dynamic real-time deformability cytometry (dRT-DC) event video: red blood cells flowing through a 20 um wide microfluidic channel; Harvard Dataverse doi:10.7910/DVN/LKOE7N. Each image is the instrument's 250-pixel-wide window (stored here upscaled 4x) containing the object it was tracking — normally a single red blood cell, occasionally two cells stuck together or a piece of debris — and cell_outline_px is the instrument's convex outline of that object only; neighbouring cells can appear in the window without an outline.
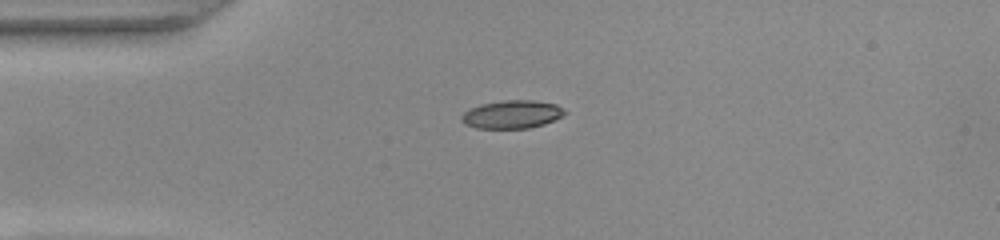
{"species": "common noctule bat (a hibernating species)", "species_latin": "Nyctalus noctula", "temperature_condition": "warm", "stored_images_in_passage": 33, "camera_frame_rate_fps": 3000, "um_per_image_px": 0.085, "animal": {"sex": "female", "body_mass_g": 22.0, "forearm_length_mm": 56.7}, "frame": {"image": 1, "passage_image": 1, "time_ms": 0.0, "image_size_px": [1000, 240], "cell_outline_px": [[568, 112], [544, 124], [528, 128], [476, 128], [464, 124], [460, 120], [460, 116], [464, 112], [480, 104], [504, 100], [532, 100], [556, 104]], "centroid_in_image_um": [43.48, 9.72], "position_along_channel_um": 41.5, "area_um2": 16.82}}
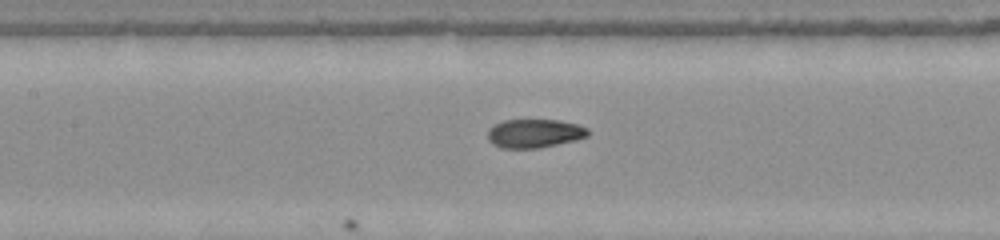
{"frame": {"image": 2, "passage_image": 12, "time_ms": 3.667, "image_size_px": [1000, 240], "cell_outline_px": [[588, 136], [576, 140], [540, 148], [500, 148], [492, 144], [488, 140], [488, 128], [504, 120], [556, 120], [576, 124], [588, 128]], "centroid_in_image_um": [45.41, 11.35], "position_along_channel_um": 162.0, "area_um2": 16.76}}
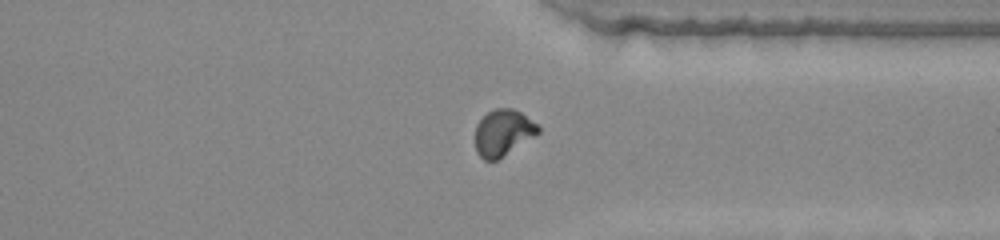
{"frame": {"image": 3, "passage_image": 28, "time_ms": 9.0, "image_size_px": [1000, 240], "cell_outline_px": [[540, 132], [536, 136], [496, 160], [484, 160], [476, 152], [476, 124], [488, 112], [496, 108], [512, 108], [520, 112], [536, 124], [540, 128]], "centroid_in_image_um": [42.76, 11.28], "position_along_channel_um": 368.6, "area_um2": 16.82}}